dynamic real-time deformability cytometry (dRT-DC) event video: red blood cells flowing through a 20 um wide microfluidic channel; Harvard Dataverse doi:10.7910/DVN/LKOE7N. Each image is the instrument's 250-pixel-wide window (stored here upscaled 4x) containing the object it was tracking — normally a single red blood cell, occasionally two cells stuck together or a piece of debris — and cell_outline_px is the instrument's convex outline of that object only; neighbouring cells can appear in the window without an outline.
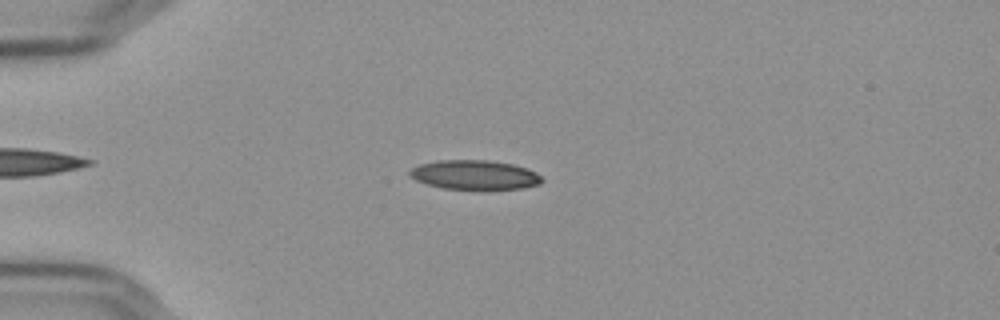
{"species": "Egyptian fruit bat (a non-hibernating species)", "species_latin": "Rousettus aegyptiacus", "temperature_condition": "cold", "stored_images_in_passage": 43, "camera_frame_rate_fps": 3000, "um_per_image_px": 0.085, "frame": {"image": 1, "passage_image": 2, "time_ms": 0.333, "image_size_px": [1000, 320], "cell_outline_px": [[544, 180], [540, 184], [524, 188], [488, 192], [476, 192], [444, 188], [428, 184], [416, 180], [408, 176], [408, 172], [412, 168], [420, 164], [436, 160], [488, 160], [512, 164], [528, 168], [536, 172]], "centroid_in_image_um": [40.38, 14.91], "position_along_channel_um": 44.6, "area_um2": 23.7}}
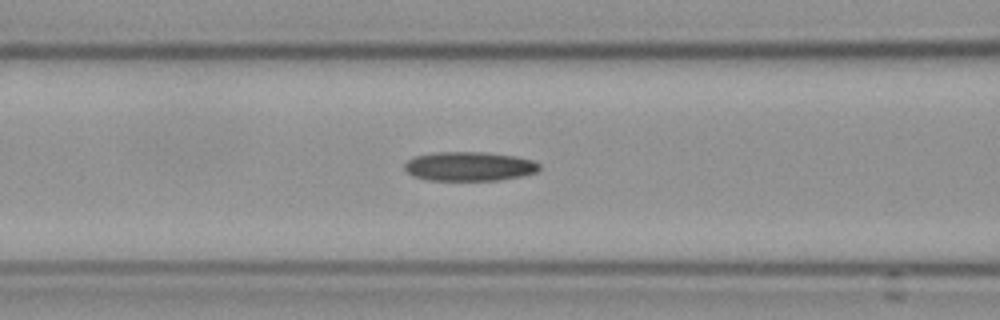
{"frame": {"image": 2, "passage_image": 11, "time_ms": 3.333, "image_size_px": [1000, 320], "cell_outline_px": [[540, 168], [536, 172], [520, 176], [496, 180], [428, 180], [412, 176], [404, 168], [404, 164], [412, 156], [432, 152], [484, 152], [512, 156], [532, 160], [540, 164]], "centroid_in_image_um": [39.83, 14.13], "position_along_channel_um": 126.8, "area_um2": 22.89}}
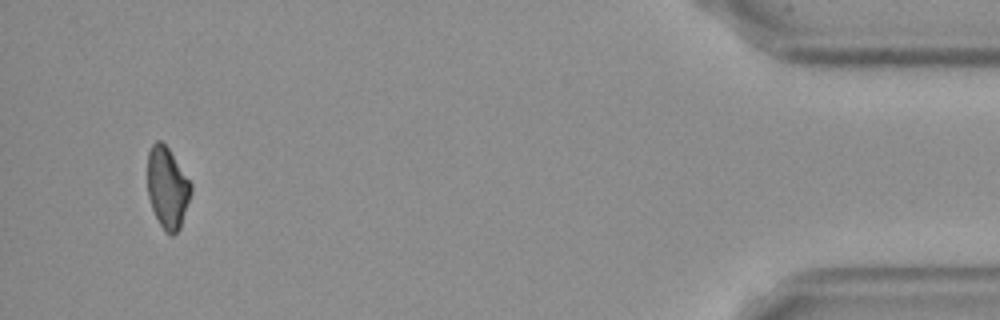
{"frame": {"image": 3, "passage_image": 41, "time_ms": 13.333, "image_size_px": [1000, 320], "cell_outline_px": [[192, 192], [180, 228], [172, 236], [168, 236], [164, 232], [152, 208], [148, 196], [148, 152], [152, 144], [156, 140], [160, 140], [168, 148], [192, 184]], "centroid_in_image_um": [14.23, 15.98], "position_along_channel_um": 421.0, "area_um2": 20.58}}